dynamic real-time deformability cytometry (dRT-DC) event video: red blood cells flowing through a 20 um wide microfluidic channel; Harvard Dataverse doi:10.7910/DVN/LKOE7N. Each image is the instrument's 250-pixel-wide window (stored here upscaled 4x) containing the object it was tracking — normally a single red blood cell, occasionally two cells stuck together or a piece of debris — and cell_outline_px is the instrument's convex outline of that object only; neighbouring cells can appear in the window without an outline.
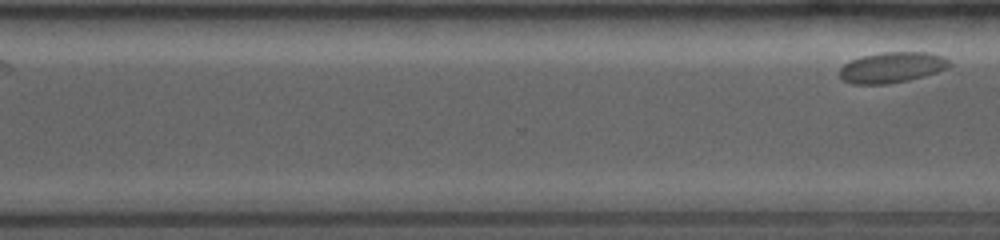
{"species": "common noctule bat (a hibernating species)", "species_latin": "Nyctalus noctula", "temperature_condition": "room temperature", "stored_images_in_passage": 25, "segment_of_instrument_passage": [2, 2], "camera_frame_rate_fps": 4000, "um_per_image_px": 0.085, "animal": {"sex": "female", "body_mass_g": 19.0, "forearm_length_mm": 53.3}, "frame": {"image": 1, "passage_image": 25, "time_ms": 9.25, "image_size_px": [1000, 240], "cell_outline_px": [[952, 64], [948, 68], [924, 76], [908, 80], [888, 84], [852, 84], [844, 80], [840, 76], [840, 68], [844, 64], [852, 60], [864, 56], [880, 52], [928, 52], [944, 56]], "centroid_in_image_um": [75.84, 5.73], "position_along_channel_um": 294.8, "area_um2": 19.59}}